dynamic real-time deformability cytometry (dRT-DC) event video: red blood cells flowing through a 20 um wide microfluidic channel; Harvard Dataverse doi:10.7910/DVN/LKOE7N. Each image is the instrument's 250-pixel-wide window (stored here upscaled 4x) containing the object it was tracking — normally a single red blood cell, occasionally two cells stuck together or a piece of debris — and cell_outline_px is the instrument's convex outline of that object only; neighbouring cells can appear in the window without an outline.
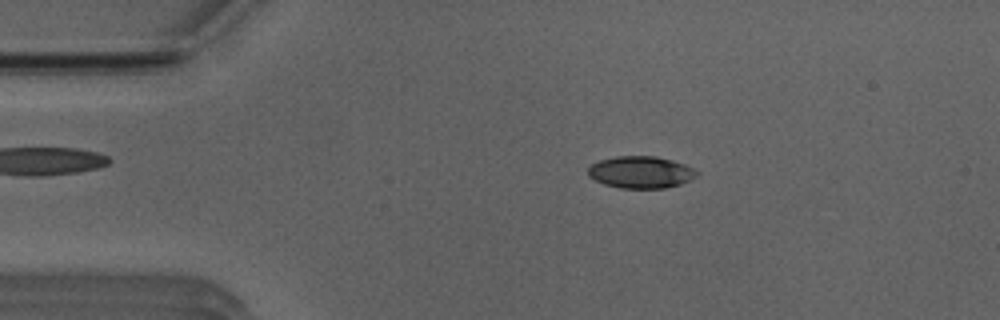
{"species": "Egyptian fruit bat (a non-hibernating species)", "species_latin": "Rousettus aegyptiacus", "temperature_condition": "room temperature", "stored_images_in_passage": 45, "camera_frame_rate_fps": 3000, "um_per_image_px": 0.085, "animal": {"sex": "male"}, "frame": {"image": 1, "passage_image": 9, "time_ms": 2.667, "image_size_px": [1000, 320], "cell_outline_px": [[700, 172], [696, 176], [680, 184], [664, 188], [620, 188], [604, 184], [588, 176], [588, 168], [592, 164], [600, 160], [616, 156], [656, 156], [672, 160], [684, 164]], "centroid_in_image_um": [54.46, 14.63], "position_along_channel_um": 30.5, "area_um2": 20.17}}
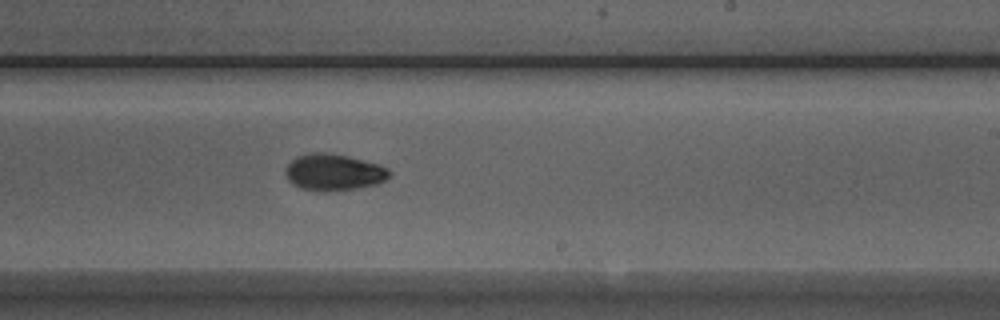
{"frame": {"image": 2, "passage_image": 30, "time_ms": 9.667, "image_size_px": [1000, 320], "cell_outline_px": [[392, 172], [384, 180], [376, 184], [356, 188], [304, 188], [292, 184], [288, 180], [284, 172], [288, 164], [296, 156], [312, 152], [324, 152], [348, 156], [380, 164], [388, 168]], "centroid_in_image_um": [28.38, 14.58], "position_along_channel_um": 260.6, "area_um2": 21.39}}
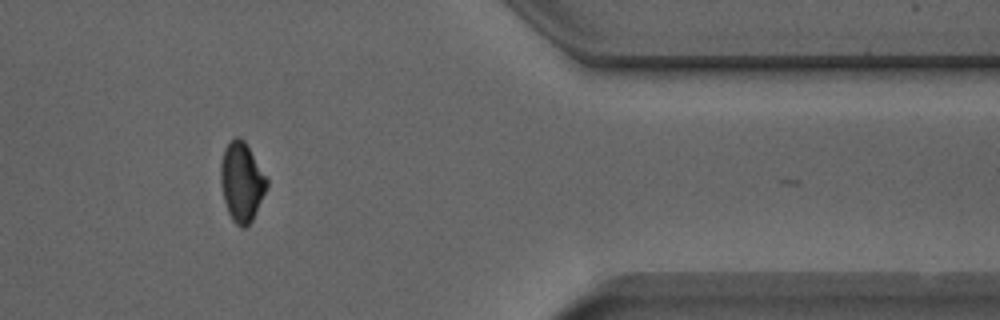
{"frame": {"image": 3, "passage_image": 42, "time_ms": 13.667, "image_size_px": [1000, 320], "cell_outline_px": [[268, 184], [252, 220], [244, 228], [240, 228], [232, 220], [228, 212], [224, 200], [220, 180], [220, 164], [224, 148], [228, 140], [236, 136], [240, 136], [244, 140], [268, 180]], "centroid_in_image_um": [20.51, 15.43], "position_along_channel_um": 390.9, "area_um2": 21.21}, "authors_computed_cell_mechanics": {"area_um2": 20.8658, "velocity_mm_per_s": 3.9371, "shape_relaxation_time_tau1_ms": 4.158, "shape_relaxation_time_tau2_ms": 3.527, "deformation_change_tau1": 0.145, "deformation_change_tau2": 0.0677}}